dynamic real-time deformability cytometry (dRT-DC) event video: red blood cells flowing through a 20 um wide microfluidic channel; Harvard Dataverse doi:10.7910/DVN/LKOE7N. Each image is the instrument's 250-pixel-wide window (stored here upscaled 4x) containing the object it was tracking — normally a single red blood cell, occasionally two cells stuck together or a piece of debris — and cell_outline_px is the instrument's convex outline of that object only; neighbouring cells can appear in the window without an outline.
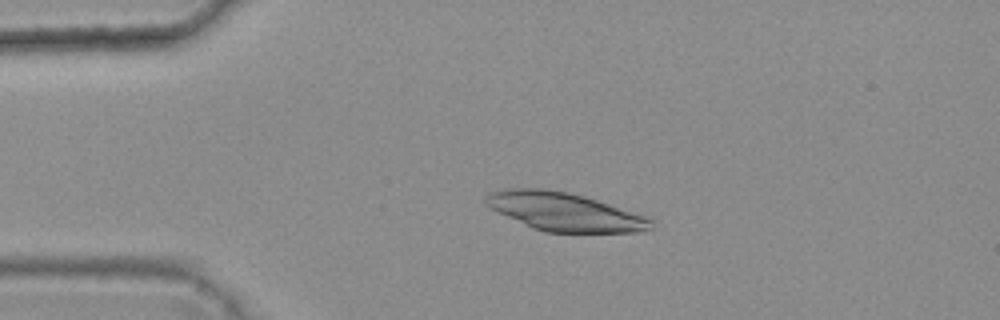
{"species": "common noctule bat (a hibernating species)", "species_latin": "Nyctalus noctula", "temperature_condition": "warm", "stored_images_in_passage": 3, "camera_frame_rate_fps": 3000, "um_per_image_px": 0.085, "animal": {"sex": "female", "body_mass_g": 25.1}, "frame": {"image": 1, "passage_image": 2, "time_ms": 0.333, "image_size_px": [1000, 320], "cell_outline_px": [[656, 220], [652, 228], [640, 232], [544, 232], [532, 228], [484, 204], [484, 196], [488, 192], [504, 188], [544, 188], [568, 192], [584, 196]], "centroid_in_image_um": [47.95, 17.99], "position_along_channel_um": 37.0, "area_um2": 36.7}}